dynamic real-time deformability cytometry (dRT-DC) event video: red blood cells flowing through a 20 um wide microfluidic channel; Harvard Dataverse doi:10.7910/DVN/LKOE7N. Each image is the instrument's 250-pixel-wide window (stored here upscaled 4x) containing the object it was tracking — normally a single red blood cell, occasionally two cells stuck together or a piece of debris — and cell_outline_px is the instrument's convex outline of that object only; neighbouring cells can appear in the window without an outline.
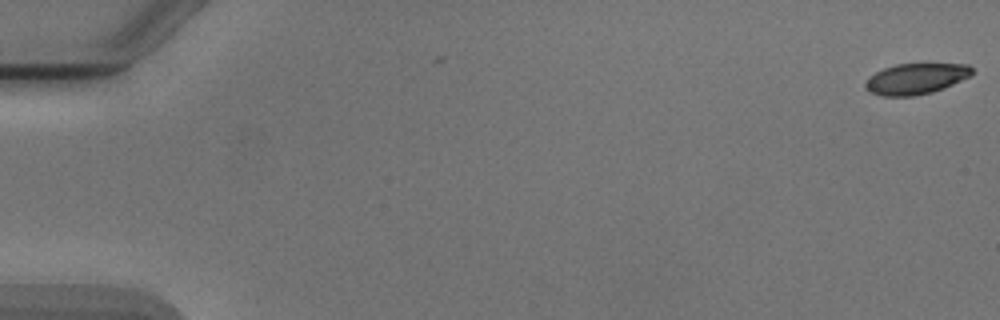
{"species": "Egyptian fruit bat (a non-hibernating species)", "species_latin": "Rousettus aegyptiacus", "temperature_condition": "cold", "stored_images_in_passage": 3, "camera_frame_rate_fps": 3000, "um_per_image_px": 0.085, "animal": {"sex": "male"}, "frame": {"image": 1, "passage_image": 3, "time_ms": 0.667, "image_size_px": [1000, 320], "cell_outline_px": [[972, 76], [944, 88], [932, 92], [912, 96], [884, 96], [868, 92], [864, 88], [864, 84], [868, 76], [884, 68], [896, 64], [924, 60], [928, 60], [968, 64], [972, 68]], "centroid_in_image_um": [77.89, 6.62], "position_along_channel_um": 7.1, "area_um2": 20.4}}